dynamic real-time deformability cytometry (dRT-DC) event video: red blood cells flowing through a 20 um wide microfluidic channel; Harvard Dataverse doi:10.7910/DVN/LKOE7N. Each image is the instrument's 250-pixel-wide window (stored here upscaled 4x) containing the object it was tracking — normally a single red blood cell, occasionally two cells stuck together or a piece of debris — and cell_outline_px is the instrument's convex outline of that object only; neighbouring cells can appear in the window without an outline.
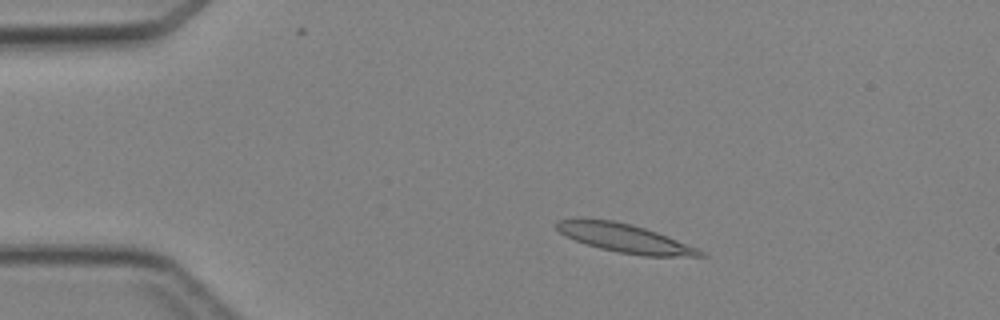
{"species": "Egyptian fruit bat (a non-hibernating species)", "species_latin": "Rousettus aegyptiacus", "temperature_condition": "cold", "stored_images_in_passage": 5, "camera_frame_rate_fps": 3000, "um_per_image_px": 0.085, "animal": {"sex": "female"}, "frame": {"image": 1, "passage_image": 3, "time_ms": 2.333, "image_size_px": [1000, 320], "cell_outline_px": [[708, 256], [644, 256], [620, 252], [600, 248], [576, 240], [560, 232], [556, 228], [556, 220], [576, 216], [580, 216], [612, 220], [632, 224], [656, 232], [696, 248], [704, 252]], "centroid_in_image_um": [53.0, 20.2], "position_along_channel_um": 32.0, "area_um2": 23.87}}
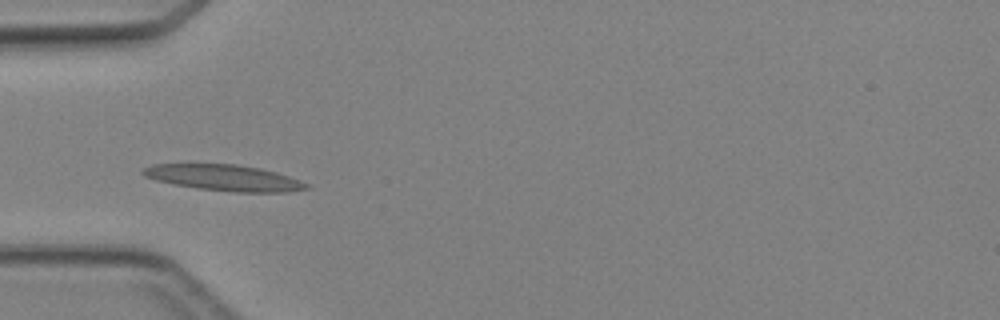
{"frame": {"image": 2, "passage_image": 5, "time_ms": 4.333, "image_size_px": [1000, 320], "cell_outline_px": [[312, 188], [288, 192], [236, 192], [200, 188], [176, 184], [156, 180], [144, 176], [140, 172], [140, 168], [152, 164], [188, 160], [236, 164], [260, 168], [276, 172], [288, 176], [308, 184]], "centroid_in_image_um": [18.91, 15.04], "position_along_channel_um": 66.1, "area_um2": 25.89}}